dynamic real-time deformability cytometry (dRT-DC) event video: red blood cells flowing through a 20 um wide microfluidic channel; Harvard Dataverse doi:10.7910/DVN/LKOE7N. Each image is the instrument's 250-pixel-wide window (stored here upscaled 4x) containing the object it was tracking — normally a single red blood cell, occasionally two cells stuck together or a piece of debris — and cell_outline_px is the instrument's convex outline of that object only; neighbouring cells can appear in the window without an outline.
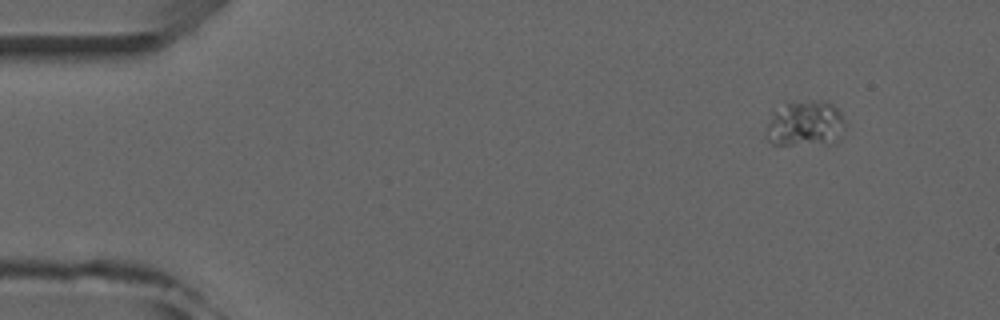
{"species": "common noctule bat (a hibernating species)", "species_latin": "Nyctalus noctula", "temperature_condition": "room temperature", "stored_images_in_passage": 5, "camera_frame_rate_fps": 3000, "um_per_image_px": 0.085, "animal": {"sex": "male", "forearm_length_mm": 52.5}, "frame": {"image": 1, "passage_image": 1, "time_ms": 0.0, "image_size_px": [1000, 320], "cell_outline_px": [[848, 124], [844, 128], [824, 144], [772, 144], [764, 136], [764, 128], [772, 112], [784, 100], [828, 100], [840, 112]], "centroid_in_image_um": [68.34, 10.43], "position_along_channel_um": 16.7, "area_um2": 21.56}}
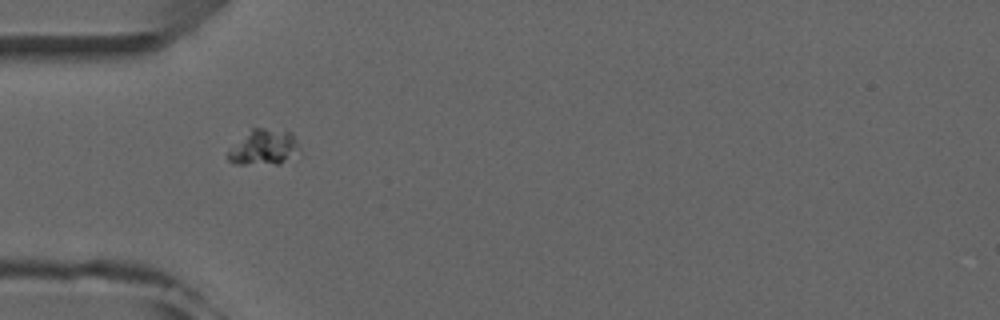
{"frame": {"image": 2, "passage_image": 4, "time_ms": 3.667, "image_size_px": [1000, 320], "cell_outline_px": [[304, 156], [280, 164], [236, 164], [228, 160], [228, 152], [252, 128], [264, 128], [292, 132]], "centroid_in_image_um": [22.57, 12.56], "position_along_channel_um": 62.4, "area_um2": 15.09}}
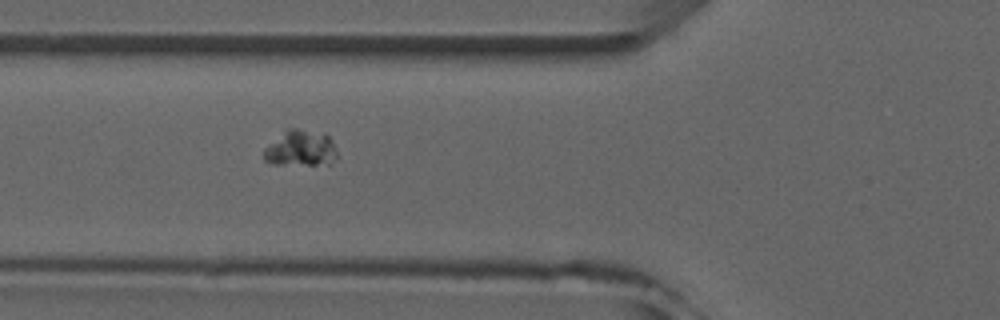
{"frame": {"image": 3, "passage_image": 5, "time_ms": 4.667, "image_size_px": [1000, 320], "cell_outline_px": [[340, 156], [332, 164], [272, 164], [264, 160], [264, 148], [288, 128], [296, 128], [324, 132], [332, 140]], "centroid_in_image_um": [25.62, 12.6], "position_along_channel_um": 100.2, "area_um2": 15.66}}